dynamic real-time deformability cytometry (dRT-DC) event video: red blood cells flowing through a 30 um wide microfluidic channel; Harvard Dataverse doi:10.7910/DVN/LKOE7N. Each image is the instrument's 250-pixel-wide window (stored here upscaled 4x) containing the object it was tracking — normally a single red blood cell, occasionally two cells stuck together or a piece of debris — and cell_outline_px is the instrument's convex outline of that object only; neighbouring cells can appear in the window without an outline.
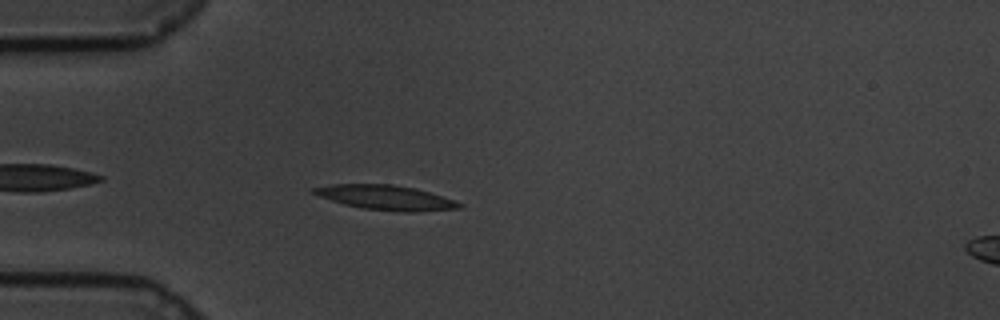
{"species": "common noctule bat (a hibernating species)", "species_latin": "Nyctalus noctula", "temperature_condition": "cold", "stored_images_in_passage": 23, "camera_frame_rate_fps": 3000, "um_per_image_px": 0.085, "animal": {"sex": "male", "body_mass_g": 19.5, "forearm_length_mm": 54.6}, "frame": {"image": 1, "passage_image": 4, "time_ms": 1.0, "image_size_px": [1000, 320], "cell_outline_px": [[464, 208], [416, 212], [400, 212], [364, 208], [344, 204], [320, 196], [312, 192], [312, 188], [332, 184], [392, 184], [416, 188], [464, 204]], "centroid_in_image_um": [32.83, 16.8], "position_along_channel_um": 52.2, "area_um2": 20.75}}
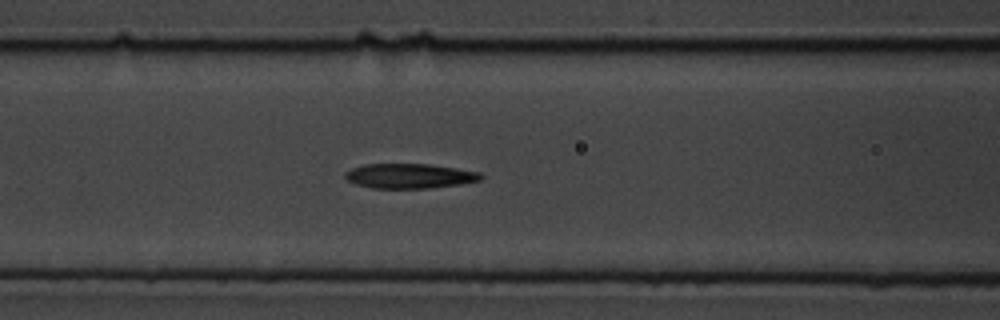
{"frame": {"image": 2, "passage_image": 12, "time_ms": 3.667, "image_size_px": [1000, 320], "cell_outline_px": [[484, 176], [480, 180], [460, 184], [428, 188], [372, 188], [356, 184], [348, 180], [344, 176], [344, 172], [352, 168], [364, 164], [428, 164], [456, 168], [480, 172]], "centroid_in_image_um": [34.8, 14.95], "position_along_channel_um": 131.8, "area_um2": 19.54}}
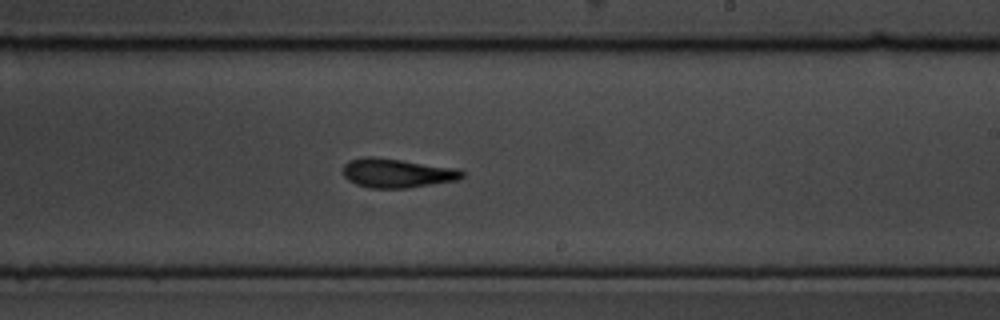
{"frame": {"image": 3, "passage_image": 23, "time_ms": 7.333, "image_size_px": [1000, 320], "cell_outline_px": [[464, 176], [460, 180], [408, 188], [368, 188], [356, 184], [348, 180], [344, 176], [344, 164], [348, 160], [364, 156], [376, 156], [456, 168], [464, 172]], "centroid_in_image_um": [33.74, 14.71], "position_along_channel_um": 255.3, "area_um2": 20.46}}